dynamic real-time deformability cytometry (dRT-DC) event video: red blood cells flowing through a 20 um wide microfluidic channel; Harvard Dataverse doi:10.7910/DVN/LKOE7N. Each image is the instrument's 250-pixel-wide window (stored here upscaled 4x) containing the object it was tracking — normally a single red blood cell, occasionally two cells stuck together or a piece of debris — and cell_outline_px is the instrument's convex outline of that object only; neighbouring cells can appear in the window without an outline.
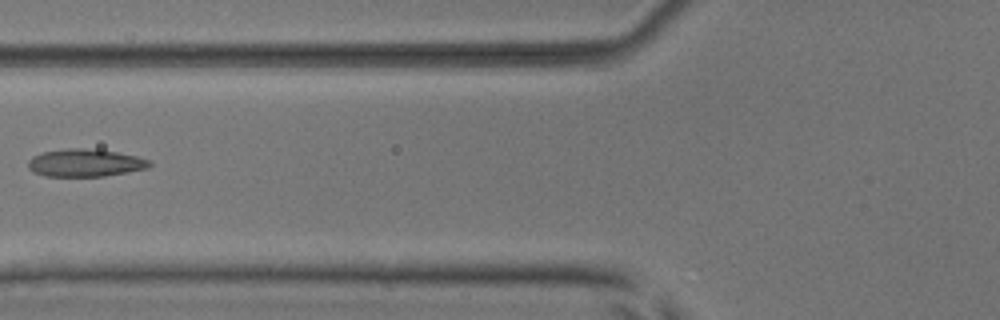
{"species": "common noctule bat (a hibernating species)", "species_latin": "Nyctalus noctula", "temperature_condition": "room temperature", "stored_images_in_passage": 5, "camera_frame_rate_fps": 3000, "um_per_image_px": 0.085, "animal": {"sex": "male", "body_mass_g": 17.9, "forearm_length_mm": 54.2}, "frame": {"image": 1, "passage_image": 4, "time_ms": 3.333, "image_size_px": [1000, 320], "cell_outline_px": [[152, 164], [148, 168], [128, 172], [104, 176], [44, 176], [32, 172], [28, 168], [28, 160], [32, 156], [44, 152], [68, 148], [84, 148], [116, 152], [136, 156], [148, 160]], "centroid_in_image_um": [7.21, 13.85], "position_along_channel_um": 118.6, "area_um2": 19.48}}
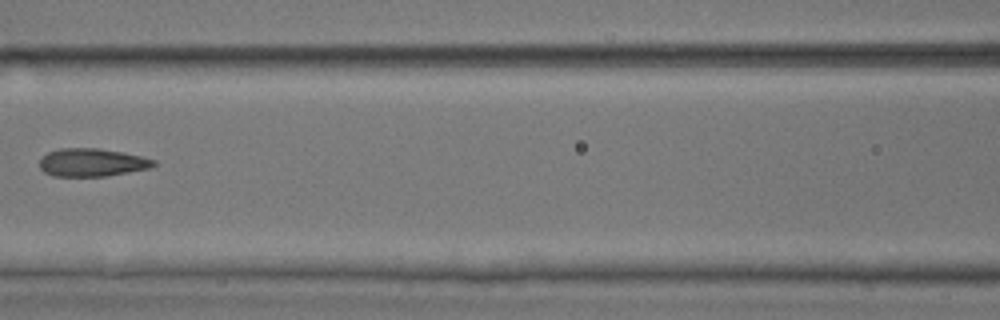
{"frame": {"image": 2, "passage_image": 5, "time_ms": 4.333, "image_size_px": [1000, 320], "cell_outline_px": [[156, 164], [152, 168], [104, 176], [52, 176], [44, 172], [40, 168], [40, 160], [48, 152], [60, 148], [100, 148], [124, 152], [156, 160]], "centroid_in_image_um": [7.83, 13.8], "position_along_channel_um": 158.8, "area_um2": 18.67}}